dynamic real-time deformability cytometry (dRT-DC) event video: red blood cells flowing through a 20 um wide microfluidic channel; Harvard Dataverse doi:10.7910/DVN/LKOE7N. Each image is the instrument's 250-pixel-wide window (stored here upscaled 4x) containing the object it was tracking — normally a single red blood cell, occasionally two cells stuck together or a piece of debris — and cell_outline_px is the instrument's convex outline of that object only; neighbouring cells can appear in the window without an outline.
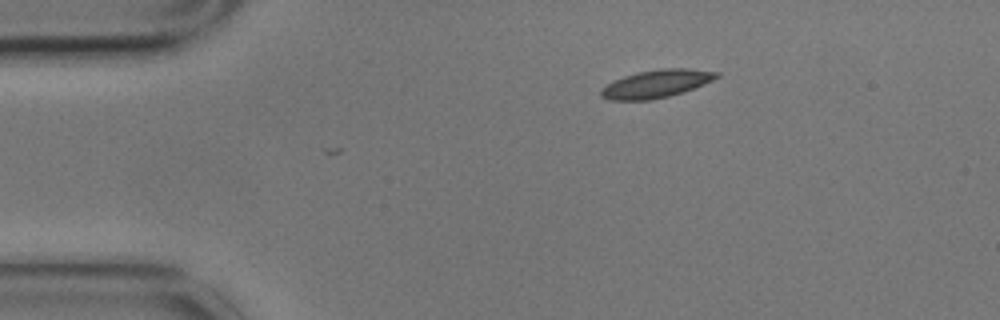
{"species": "common noctule bat (a hibernating species)", "species_latin": "Nyctalus noctula", "temperature_condition": "cold", "stored_images_in_passage": 4, "camera_frame_rate_fps": 3000, "um_per_image_px": 0.085, "animal": {"sex": "male", "body_mass_g": 17.9}, "frame": {"image": 1, "passage_image": 1, "time_ms": 0.0, "image_size_px": [1000, 320], "cell_outline_px": [[720, 76], [704, 84], [668, 96], [652, 100], [608, 100], [600, 96], [600, 88], [624, 76], [636, 72], [660, 68], [688, 68], [720, 72]], "centroid_in_image_um": [55.77, 7.11], "position_along_channel_um": 29.2, "area_um2": 18.73}}
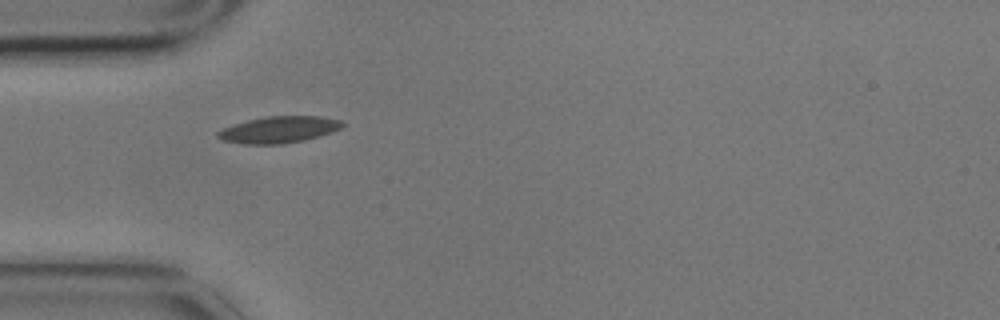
{"frame": {"image": 2, "passage_image": 3, "time_ms": 0.667, "image_size_px": [1000, 320], "cell_outline_px": [[344, 124], [340, 128], [332, 132], [320, 136], [304, 140], [280, 144], [244, 144], [224, 140], [216, 136], [216, 132], [220, 128], [232, 124], [248, 120], [268, 116], [320, 116], [340, 120]], "centroid_in_image_um": [23.67, 11.01], "position_along_channel_um": 61.3, "area_um2": 19.31}}